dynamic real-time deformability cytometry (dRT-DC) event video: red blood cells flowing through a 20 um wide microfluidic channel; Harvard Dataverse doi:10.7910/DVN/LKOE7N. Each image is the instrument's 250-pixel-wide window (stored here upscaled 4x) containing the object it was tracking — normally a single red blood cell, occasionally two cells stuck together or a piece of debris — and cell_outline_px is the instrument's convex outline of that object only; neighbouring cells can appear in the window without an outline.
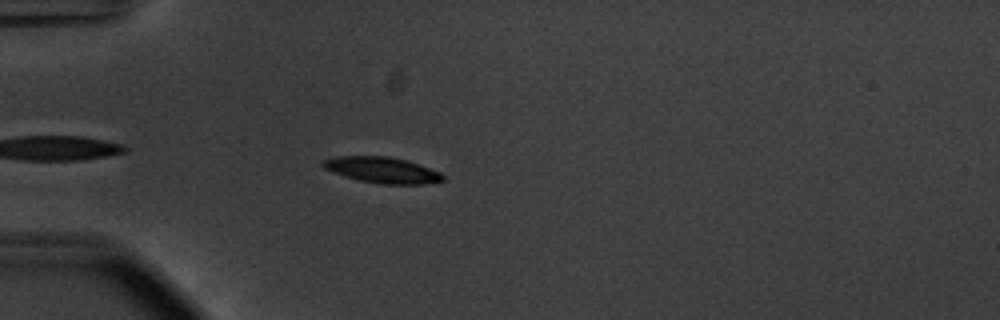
{"species": "common noctule bat (a hibernating species)", "species_latin": "Nyctalus noctula", "temperature_condition": "warm", "stored_images_in_passage": 30, "camera_frame_rate_fps": 3000, "um_per_image_px": 0.085, "animal": {"sex": "male", "body_mass_g": 20.1, "forearm_length_mm": 53.5}, "frame": {"image": 1, "passage_image": 5, "time_ms": 1.333, "image_size_px": [1000, 320], "cell_outline_px": [[444, 180], [424, 184], [380, 184], [360, 180], [344, 176], [324, 168], [320, 164], [320, 160], [336, 156], [388, 156], [420, 164], [440, 172], [444, 176]], "centroid_in_image_um": [32.46, 14.44], "position_along_channel_um": 52.5, "area_um2": 18.15}}
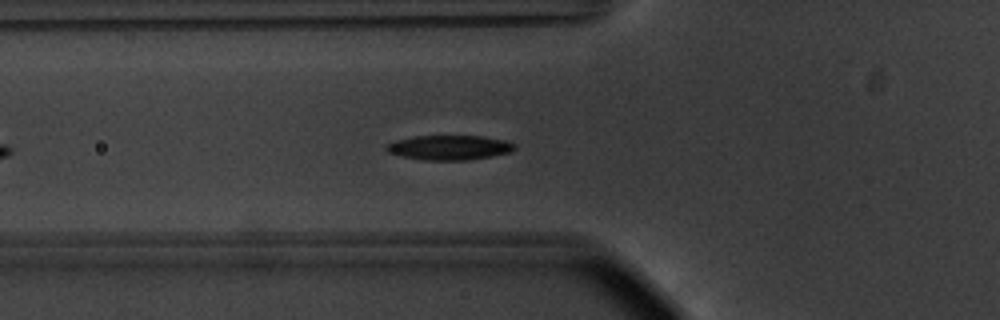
{"frame": {"image": 2, "passage_image": 9, "time_ms": 2.667, "image_size_px": [1000, 320], "cell_outline_px": [[516, 148], [512, 152], [492, 156], [468, 160], [420, 160], [400, 156], [388, 152], [384, 148], [388, 144], [396, 140], [412, 136], [484, 136], [504, 140], [516, 144]], "centroid_in_image_um": [38.2, 12.54], "position_along_channel_um": 87.6, "area_um2": 18.61}}